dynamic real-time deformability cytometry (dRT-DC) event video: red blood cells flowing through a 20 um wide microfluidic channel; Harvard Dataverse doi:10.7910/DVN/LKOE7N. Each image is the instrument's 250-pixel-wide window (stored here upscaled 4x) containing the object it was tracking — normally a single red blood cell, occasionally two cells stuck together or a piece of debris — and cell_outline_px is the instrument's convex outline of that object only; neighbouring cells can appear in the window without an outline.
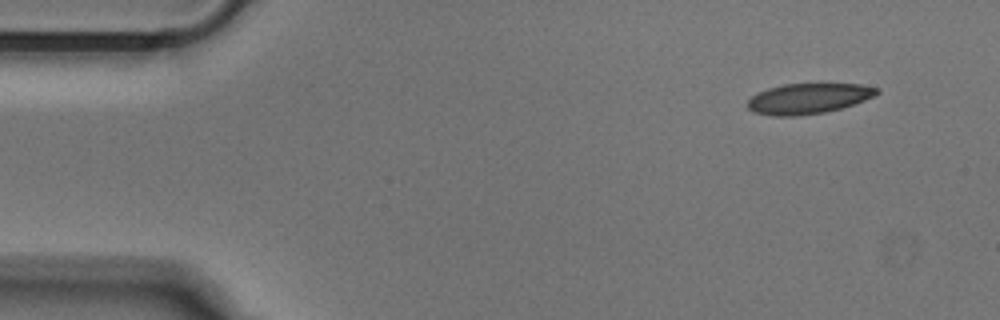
{"species": "Egyptian fruit bat (a non-hibernating species)", "species_latin": "Rousettus aegyptiacus", "temperature_condition": "cold", "stored_images_in_passage": 49, "segment_of_instrument_passage": [1, 2], "camera_frame_rate_fps": 3000, "um_per_image_px": 0.085, "animal": {"sex": "male"}, "frame": {"image": 1, "passage_image": 1, "time_ms": 0.0, "image_size_px": [1000, 320], "cell_outline_px": [[880, 92], [876, 96], [840, 108], [824, 112], [796, 116], [772, 116], [752, 112], [748, 108], [748, 100], [752, 96], [768, 88], [784, 84], [860, 84], [880, 88]], "centroid_in_image_um": [68.72, 8.37], "position_along_channel_um": 16.3, "area_um2": 22.83}}
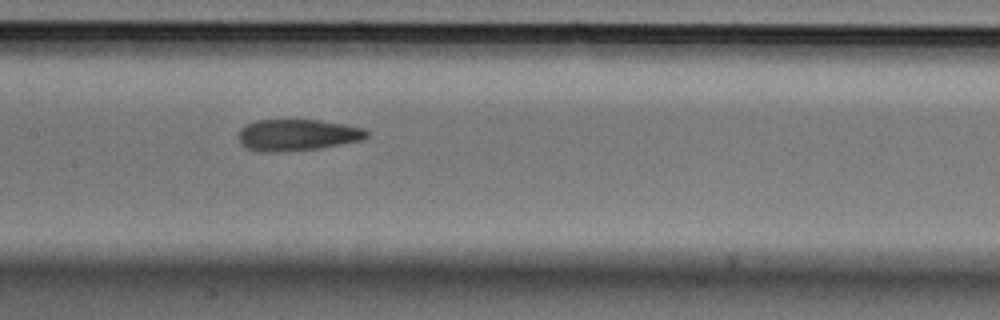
{"frame": {"image": 2, "passage_image": 21, "time_ms": 6.667, "image_size_px": [1000, 320], "cell_outline_px": [[368, 136], [360, 140], [320, 148], [284, 152], [256, 152], [244, 148], [240, 144], [236, 136], [240, 128], [244, 124], [256, 120], [320, 120], [344, 124], [364, 128], [368, 132]], "centroid_in_image_um": [25.17, 11.48], "position_along_channel_um": 182.2, "area_um2": 23.99}}
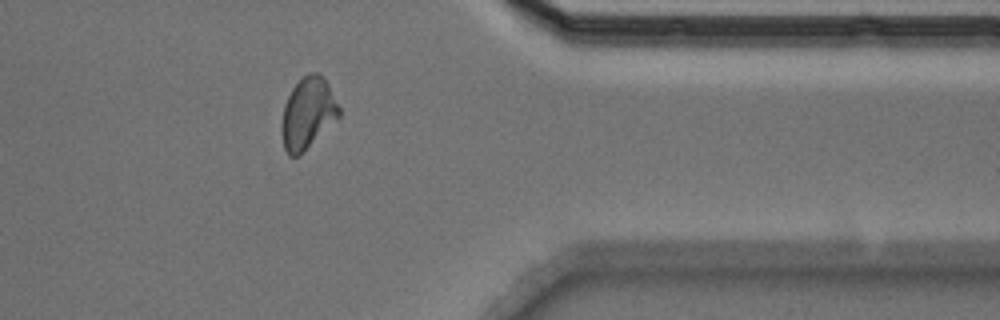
{"frame": {"image": 3, "passage_image": 38, "time_ms": 12.333, "image_size_px": [1000, 320], "cell_outline_px": [[340, 116], [300, 156], [288, 156], [284, 148], [280, 128], [284, 104], [292, 88], [308, 72], [320, 72], [324, 76], [340, 108]], "centroid_in_image_um": [26.15, 9.63], "position_along_channel_um": 385.2, "area_um2": 24.04}}